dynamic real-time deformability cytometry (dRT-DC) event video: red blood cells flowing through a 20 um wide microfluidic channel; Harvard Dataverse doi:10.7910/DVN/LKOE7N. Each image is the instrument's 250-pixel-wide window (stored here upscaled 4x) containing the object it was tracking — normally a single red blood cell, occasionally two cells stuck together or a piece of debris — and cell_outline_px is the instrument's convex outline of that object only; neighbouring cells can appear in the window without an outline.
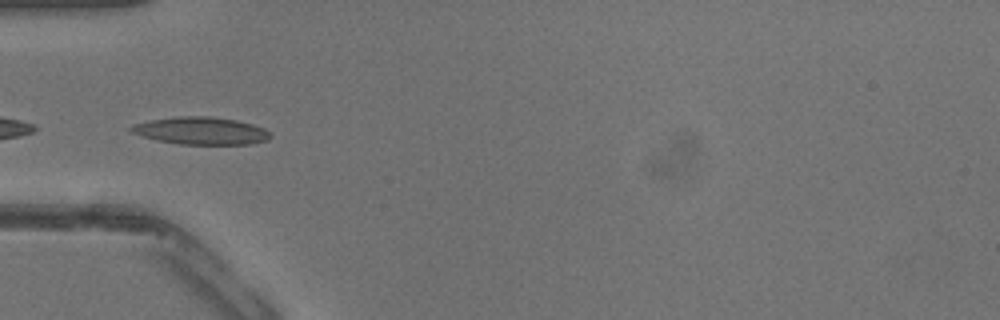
{"species": "common noctule bat (a hibernating species)", "species_latin": "Nyctalus noctula", "temperature_condition": "warm", "stored_images_in_passage": 41, "segment_of_instrument_passage": [2, 2], "camera_frame_rate_fps": 3000, "um_per_image_px": 0.085, "animal": {"sex": "male", "body_mass_g": 13.3}, "frame": {"image": 1, "passage_image": 13, "time_ms": 4.0, "image_size_px": [1000, 320], "cell_outline_px": [[272, 136], [268, 140], [248, 144], [180, 144], [160, 140], [144, 136], [132, 132], [128, 128], [132, 124], [152, 120], [180, 116], [208, 116], [236, 120], [252, 124], [264, 128], [272, 132]], "centroid_in_image_um": [17.14, 11.11], "position_along_channel_um": 67.9, "area_um2": 22.08}}
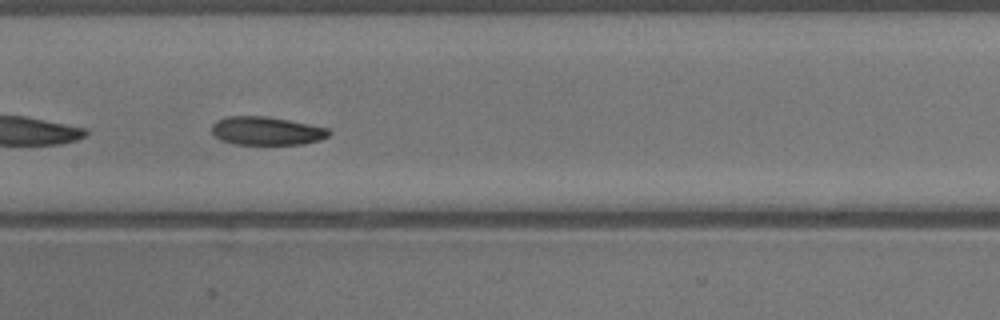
{"frame": {"image": 2, "passage_image": 20, "time_ms": 6.333, "image_size_px": [1000, 320], "cell_outline_px": [[332, 132], [328, 136], [320, 140], [304, 144], [232, 144], [220, 140], [212, 132], [212, 124], [216, 120], [228, 116], [268, 116], [328, 128]], "centroid_in_image_um": [22.65, 11.12], "position_along_channel_um": 184.8, "area_um2": 19.42}}
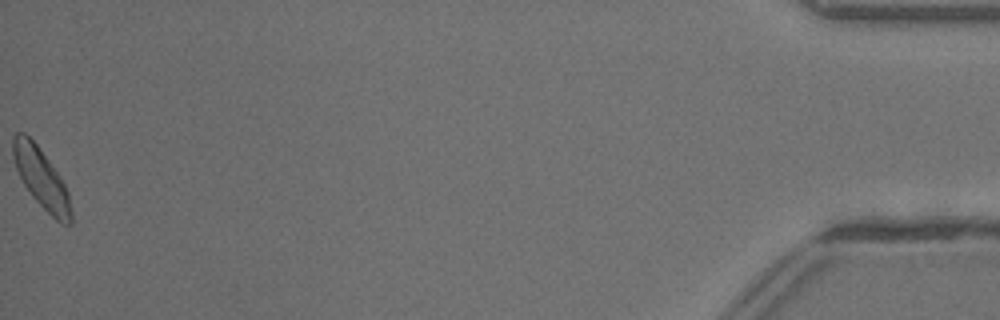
{"frame": {"image": 3, "passage_image": 41, "time_ms": 13.333, "image_size_px": [1000, 320], "cell_outline_px": [[72, 224], [60, 224], [32, 196], [24, 184], [16, 168], [12, 156], [12, 136], [16, 132], [24, 132], [36, 144], [60, 176], [68, 192], [72, 212]], "centroid_in_image_um": [3.51, 15.16], "position_along_channel_um": 431.7, "area_um2": 20.06}}